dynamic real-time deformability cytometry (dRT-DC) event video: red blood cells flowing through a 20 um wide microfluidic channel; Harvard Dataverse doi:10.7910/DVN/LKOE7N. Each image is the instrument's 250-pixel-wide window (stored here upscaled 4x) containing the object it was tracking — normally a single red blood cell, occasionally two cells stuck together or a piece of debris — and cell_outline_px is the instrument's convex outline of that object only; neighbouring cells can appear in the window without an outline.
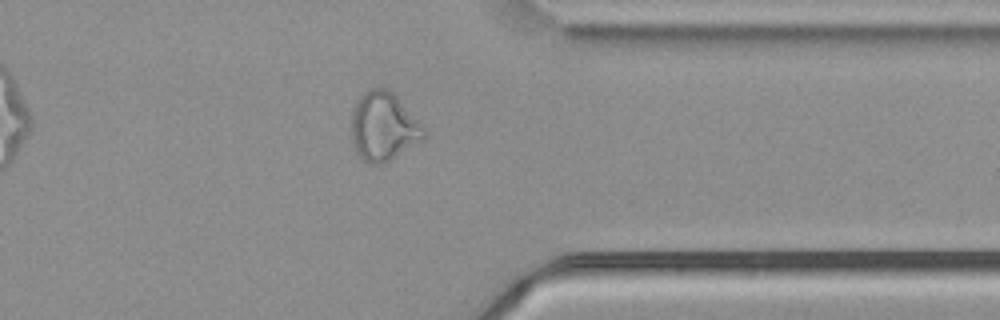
{"species": "common noctule bat (a hibernating species)", "species_latin": "Nyctalus noctula", "temperature_condition": "cold", "stored_images_in_passage": 41, "camera_frame_rate_fps": 3000, "um_per_image_px": 0.085, "animal": {"sex": "male", "body_mass_g": 21.5, "forearm_length_mm": 52.0}, "frame": {"image": 1, "passage_image": 30, "time_ms": 9.667, "image_size_px": [1000, 320], "cell_outline_px": [[428, 132], [424, 140], [384, 164], [372, 164], [364, 160], [356, 152], [352, 140], [352, 108], [356, 100], [364, 92], [372, 88], [384, 88], [392, 92], [396, 96]], "centroid_in_image_um": [32.6, 10.78], "position_along_channel_um": 378.8, "area_um2": 29.02}, "authors_computed_cell_mechanics": {"area_um2": 28.3798, "velocity_mm_per_s": 3.7598, "shape_relaxation_time_tau1_ms": null, "shape_relaxation_time_tau2_ms": 2.3999, "deformation_change_tau1": null, "deformation_change_tau2": 0.1103}}